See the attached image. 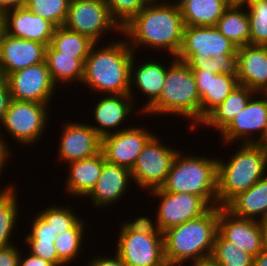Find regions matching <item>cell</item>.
<instances>
[{"mask_svg":"<svg viewBox=\"0 0 267 266\" xmlns=\"http://www.w3.org/2000/svg\"><path fill=\"white\" fill-rule=\"evenodd\" d=\"M184 27L180 8L169 3L149 4L122 28V36L124 34L135 54L142 47L151 48L150 51L162 50L176 57Z\"/></svg>","mask_w":267,"mask_h":266,"instance_id":"cell-1","label":"cell"},{"mask_svg":"<svg viewBox=\"0 0 267 266\" xmlns=\"http://www.w3.org/2000/svg\"><path fill=\"white\" fill-rule=\"evenodd\" d=\"M97 47L95 43L84 63L82 86L87 85L90 91L104 95L129 94L133 101L136 96L130 85V64L134 55L128 41L117 39Z\"/></svg>","mask_w":267,"mask_h":266,"instance_id":"cell-2","label":"cell"},{"mask_svg":"<svg viewBox=\"0 0 267 266\" xmlns=\"http://www.w3.org/2000/svg\"><path fill=\"white\" fill-rule=\"evenodd\" d=\"M218 219L219 206H211L201 216L164 231L166 262L189 264L210 258L218 232Z\"/></svg>","mask_w":267,"mask_h":266,"instance_id":"cell-3","label":"cell"},{"mask_svg":"<svg viewBox=\"0 0 267 266\" xmlns=\"http://www.w3.org/2000/svg\"><path fill=\"white\" fill-rule=\"evenodd\" d=\"M238 148V150H237ZM226 161L217 162V205L224 207L267 174V145L239 144ZM236 152V153H235Z\"/></svg>","mask_w":267,"mask_h":266,"instance_id":"cell-4","label":"cell"},{"mask_svg":"<svg viewBox=\"0 0 267 266\" xmlns=\"http://www.w3.org/2000/svg\"><path fill=\"white\" fill-rule=\"evenodd\" d=\"M170 57L161 95L144 114L155 117L157 114L183 117L190 120L188 128L193 132L198 130L200 125V96L196 81L185 62L177 60L175 56Z\"/></svg>","mask_w":267,"mask_h":266,"instance_id":"cell-5","label":"cell"},{"mask_svg":"<svg viewBox=\"0 0 267 266\" xmlns=\"http://www.w3.org/2000/svg\"><path fill=\"white\" fill-rule=\"evenodd\" d=\"M179 149L161 189L200 196L210 207L217 206L218 157L186 156ZM184 155V156H183Z\"/></svg>","mask_w":267,"mask_h":266,"instance_id":"cell-6","label":"cell"},{"mask_svg":"<svg viewBox=\"0 0 267 266\" xmlns=\"http://www.w3.org/2000/svg\"><path fill=\"white\" fill-rule=\"evenodd\" d=\"M115 252L126 266H165L163 233L144 215L120 223Z\"/></svg>","mask_w":267,"mask_h":266,"instance_id":"cell-7","label":"cell"},{"mask_svg":"<svg viewBox=\"0 0 267 266\" xmlns=\"http://www.w3.org/2000/svg\"><path fill=\"white\" fill-rule=\"evenodd\" d=\"M50 105L30 101L13 100L9 102L6 113L4 114L2 127H0V143L7 151L11 153L8 146V139L1 134V128L7 131V134L23 146L30 147L36 144L42 137L45 127L50 119ZM6 139V140H5Z\"/></svg>","mask_w":267,"mask_h":266,"instance_id":"cell-8","label":"cell"},{"mask_svg":"<svg viewBox=\"0 0 267 266\" xmlns=\"http://www.w3.org/2000/svg\"><path fill=\"white\" fill-rule=\"evenodd\" d=\"M160 137L154 135L144 146L131 169L132 181L141 191L161 188L170 171L177 152L176 148L163 145ZM170 147V148H169Z\"/></svg>","mask_w":267,"mask_h":266,"instance_id":"cell-9","label":"cell"},{"mask_svg":"<svg viewBox=\"0 0 267 266\" xmlns=\"http://www.w3.org/2000/svg\"><path fill=\"white\" fill-rule=\"evenodd\" d=\"M219 134L221 135V142L223 141L224 144L226 143L227 145L229 143V145H231L235 142L237 145L244 143L266 144L267 93L257 92V94L249 100L244 109H242ZM256 134H258V137L255 136Z\"/></svg>","mask_w":267,"mask_h":266,"instance_id":"cell-10","label":"cell"},{"mask_svg":"<svg viewBox=\"0 0 267 266\" xmlns=\"http://www.w3.org/2000/svg\"><path fill=\"white\" fill-rule=\"evenodd\" d=\"M64 26L99 44L111 30L122 35V29L112 19L105 0H70Z\"/></svg>","mask_w":267,"mask_h":266,"instance_id":"cell-11","label":"cell"},{"mask_svg":"<svg viewBox=\"0 0 267 266\" xmlns=\"http://www.w3.org/2000/svg\"><path fill=\"white\" fill-rule=\"evenodd\" d=\"M159 198L156 220L145 216L160 232L178 226L204 214L210 206L200 197L190 193L167 192L161 188L148 191Z\"/></svg>","mask_w":267,"mask_h":266,"instance_id":"cell-12","label":"cell"},{"mask_svg":"<svg viewBox=\"0 0 267 266\" xmlns=\"http://www.w3.org/2000/svg\"><path fill=\"white\" fill-rule=\"evenodd\" d=\"M5 79L13 100L50 105L57 89L46 61L10 73Z\"/></svg>","mask_w":267,"mask_h":266,"instance_id":"cell-13","label":"cell"},{"mask_svg":"<svg viewBox=\"0 0 267 266\" xmlns=\"http://www.w3.org/2000/svg\"><path fill=\"white\" fill-rule=\"evenodd\" d=\"M236 52L237 46L216 26H185L176 59L186 63L189 59H209Z\"/></svg>","mask_w":267,"mask_h":266,"instance_id":"cell-14","label":"cell"},{"mask_svg":"<svg viewBox=\"0 0 267 266\" xmlns=\"http://www.w3.org/2000/svg\"><path fill=\"white\" fill-rule=\"evenodd\" d=\"M154 135L144 126L129 125L127 129L103 137L101 151L108 162L131 170L144 146Z\"/></svg>","mask_w":267,"mask_h":266,"instance_id":"cell-15","label":"cell"},{"mask_svg":"<svg viewBox=\"0 0 267 266\" xmlns=\"http://www.w3.org/2000/svg\"><path fill=\"white\" fill-rule=\"evenodd\" d=\"M67 121L62 127L58 146L61 162L87 159L101 152L102 138L89 125L90 123Z\"/></svg>","mask_w":267,"mask_h":266,"instance_id":"cell-16","label":"cell"},{"mask_svg":"<svg viewBox=\"0 0 267 266\" xmlns=\"http://www.w3.org/2000/svg\"><path fill=\"white\" fill-rule=\"evenodd\" d=\"M99 99L95 105L93 104L92 108L93 118L95 119L93 121L96 122V125L91 124L90 126L101 138L127 129L124 126L121 127V125H125L124 123L128 118L131 119L132 116L130 115L135 113L134 110L137 111L135 114L142 116L140 109L137 108L136 110V107H134L136 103L133 102H136V100L133 101L129 94L105 95Z\"/></svg>","mask_w":267,"mask_h":266,"instance_id":"cell-17","label":"cell"},{"mask_svg":"<svg viewBox=\"0 0 267 266\" xmlns=\"http://www.w3.org/2000/svg\"><path fill=\"white\" fill-rule=\"evenodd\" d=\"M1 28L16 38L50 45L56 26L47 19L33 14L26 7L5 11L1 15Z\"/></svg>","mask_w":267,"mask_h":266,"instance_id":"cell-18","label":"cell"},{"mask_svg":"<svg viewBox=\"0 0 267 266\" xmlns=\"http://www.w3.org/2000/svg\"><path fill=\"white\" fill-rule=\"evenodd\" d=\"M218 232L253 257L263 250L259 221L236 217L224 207H219Z\"/></svg>","mask_w":267,"mask_h":266,"instance_id":"cell-19","label":"cell"},{"mask_svg":"<svg viewBox=\"0 0 267 266\" xmlns=\"http://www.w3.org/2000/svg\"><path fill=\"white\" fill-rule=\"evenodd\" d=\"M132 182L130 169L110 163L105 159L101 175L86 197L96 208L110 207L127 195L125 192L131 187Z\"/></svg>","mask_w":267,"mask_h":266,"instance_id":"cell-20","label":"cell"},{"mask_svg":"<svg viewBox=\"0 0 267 266\" xmlns=\"http://www.w3.org/2000/svg\"><path fill=\"white\" fill-rule=\"evenodd\" d=\"M47 45L12 37L2 29V78L8 74L45 61Z\"/></svg>","mask_w":267,"mask_h":266,"instance_id":"cell-21","label":"cell"},{"mask_svg":"<svg viewBox=\"0 0 267 266\" xmlns=\"http://www.w3.org/2000/svg\"><path fill=\"white\" fill-rule=\"evenodd\" d=\"M238 85L258 93H267V45L237 47Z\"/></svg>","mask_w":267,"mask_h":266,"instance_id":"cell-22","label":"cell"},{"mask_svg":"<svg viewBox=\"0 0 267 266\" xmlns=\"http://www.w3.org/2000/svg\"><path fill=\"white\" fill-rule=\"evenodd\" d=\"M200 96V124L238 85L235 77L208 70H192Z\"/></svg>","mask_w":267,"mask_h":266,"instance_id":"cell-23","label":"cell"},{"mask_svg":"<svg viewBox=\"0 0 267 266\" xmlns=\"http://www.w3.org/2000/svg\"><path fill=\"white\" fill-rule=\"evenodd\" d=\"M133 55L130 64V85L136 86L137 93L141 92L146 96V103L141 105L140 111L144 113L158 100L165 82L167 65L160 61L149 59L147 62H140ZM137 60V63L135 62ZM151 60V61H150ZM139 63V65H138Z\"/></svg>","mask_w":267,"mask_h":266,"instance_id":"cell-24","label":"cell"},{"mask_svg":"<svg viewBox=\"0 0 267 266\" xmlns=\"http://www.w3.org/2000/svg\"><path fill=\"white\" fill-rule=\"evenodd\" d=\"M104 160L105 155L101 151L93 157L69 162L65 180L66 194L86 198L101 175Z\"/></svg>","mask_w":267,"mask_h":266,"instance_id":"cell-25","label":"cell"},{"mask_svg":"<svg viewBox=\"0 0 267 266\" xmlns=\"http://www.w3.org/2000/svg\"><path fill=\"white\" fill-rule=\"evenodd\" d=\"M224 208L240 218L260 221L267 217V174L247 191L233 197Z\"/></svg>","mask_w":267,"mask_h":266,"instance_id":"cell-26","label":"cell"},{"mask_svg":"<svg viewBox=\"0 0 267 266\" xmlns=\"http://www.w3.org/2000/svg\"><path fill=\"white\" fill-rule=\"evenodd\" d=\"M257 92L244 85H237L230 95L215 108L199 125V127H208L217 129L221 132L229 122L248 104L249 100Z\"/></svg>","mask_w":267,"mask_h":266,"instance_id":"cell-27","label":"cell"},{"mask_svg":"<svg viewBox=\"0 0 267 266\" xmlns=\"http://www.w3.org/2000/svg\"><path fill=\"white\" fill-rule=\"evenodd\" d=\"M229 0H187L181 7L185 26H216L230 6Z\"/></svg>","mask_w":267,"mask_h":266,"instance_id":"cell-28","label":"cell"},{"mask_svg":"<svg viewBox=\"0 0 267 266\" xmlns=\"http://www.w3.org/2000/svg\"><path fill=\"white\" fill-rule=\"evenodd\" d=\"M216 27L237 47L249 44V17L245 4L231 3L219 18Z\"/></svg>","mask_w":267,"mask_h":266,"instance_id":"cell-29","label":"cell"},{"mask_svg":"<svg viewBox=\"0 0 267 266\" xmlns=\"http://www.w3.org/2000/svg\"><path fill=\"white\" fill-rule=\"evenodd\" d=\"M45 61L52 80L57 86L61 83L69 86V83L72 82L81 84L84 76V63L80 59L74 58V55H62L48 45Z\"/></svg>","mask_w":267,"mask_h":266,"instance_id":"cell-30","label":"cell"},{"mask_svg":"<svg viewBox=\"0 0 267 266\" xmlns=\"http://www.w3.org/2000/svg\"><path fill=\"white\" fill-rule=\"evenodd\" d=\"M95 44L89 37L67 29L65 26L55 28L50 45L62 55H74L83 63Z\"/></svg>","mask_w":267,"mask_h":266,"instance_id":"cell-31","label":"cell"},{"mask_svg":"<svg viewBox=\"0 0 267 266\" xmlns=\"http://www.w3.org/2000/svg\"><path fill=\"white\" fill-rule=\"evenodd\" d=\"M15 187L16 184L7 192L0 193V248L14 245L11 236L14 234L20 211Z\"/></svg>","mask_w":267,"mask_h":266,"instance_id":"cell-32","label":"cell"},{"mask_svg":"<svg viewBox=\"0 0 267 266\" xmlns=\"http://www.w3.org/2000/svg\"><path fill=\"white\" fill-rule=\"evenodd\" d=\"M84 221V219H81L72 229L66 230L56 236L54 244L56 246L58 260L64 266H69L70 263H73L79 257L78 255L81 253V249H83L84 237L86 236L85 230L88 227Z\"/></svg>","mask_w":267,"mask_h":266,"instance_id":"cell-33","label":"cell"},{"mask_svg":"<svg viewBox=\"0 0 267 266\" xmlns=\"http://www.w3.org/2000/svg\"><path fill=\"white\" fill-rule=\"evenodd\" d=\"M211 258L219 266H253L254 257L237 248L217 232Z\"/></svg>","mask_w":267,"mask_h":266,"instance_id":"cell-34","label":"cell"},{"mask_svg":"<svg viewBox=\"0 0 267 266\" xmlns=\"http://www.w3.org/2000/svg\"><path fill=\"white\" fill-rule=\"evenodd\" d=\"M244 4L249 17V44L267 45V1L248 0Z\"/></svg>","mask_w":267,"mask_h":266,"instance_id":"cell-35","label":"cell"},{"mask_svg":"<svg viewBox=\"0 0 267 266\" xmlns=\"http://www.w3.org/2000/svg\"><path fill=\"white\" fill-rule=\"evenodd\" d=\"M72 206L50 205L37 213L55 232V236L72 229L81 219Z\"/></svg>","mask_w":267,"mask_h":266,"instance_id":"cell-36","label":"cell"},{"mask_svg":"<svg viewBox=\"0 0 267 266\" xmlns=\"http://www.w3.org/2000/svg\"><path fill=\"white\" fill-rule=\"evenodd\" d=\"M69 3L70 0H27L25 7L59 27L66 22Z\"/></svg>","mask_w":267,"mask_h":266,"instance_id":"cell-37","label":"cell"},{"mask_svg":"<svg viewBox=\"0 0 267 266\" xmlns=\"http://www.w3.org/2000/svg\"><path fill=\"white\" fill-rule=\"evenodd\" d=\"M186 64L191 70H208L215 74H225L238 80V55L224 54L209 59H189Z\"/></svg>","mask_w":267,"mask_h":266,"instance_id":"cell-38","label":"cell"},{"mask_svg":"<svg viewBox=\"0 0 267 266\" xmlns=\"http://www.w3.org/2000/svg\"><path fill=\"white\" fill-rule=\"evenodd\" d=\"M112 19L122 29L144 7L142 0H105Z\"/></svg>","mask_w":267,"mask_h":266,"instance_id":"cell-39","label":"cell"},{"mask_svg":"<svg viewBox=\"0 0 267 266\" xmlns=\"http://www.w3.org/2000/svg\"><path fill=\"white\" fill-rule=\"evenodd\" d=\"M28 246V252L52 263L54 266H64L59 260L56 246L51 241H24Z\"/></svg>","mask_w":267,"mask_h":266,"instance_id":"cell-40","label":"cell"},{"mask_svg":"<svg viewBox=\"0 0 267 266\" xmlns=\"http://www.w3.org/2000/svg\"><path fill=\"white\" fill-rule=\"evenodd\" d=\"M30 231L26 234L24 241H51L56 239L53 229L38 215H34Z\"/></svg>","mask_w":267,"mask_h":266,"instance_id":"cell-41","label":"cell"},{"mask_svg":"<svg viewBox=\"0 0 267 266\" xmlns=\"http://www.w3.org/2000/svg\"><path fill=\"white\" fill-rule=\"evenodd\" d=\"M19 245H11L5 248H0V266H18L19 265Z\"/></svg>","mask_w":267,"mask_h":266,"instance_id":"cell-42","label":"cell"},{"mask_svg":"<svg viewBox=\"0 0 267 266\" xmlns=\"http://www.w3.org/2000/svg\"><path fill=\"white\" fill-rule=\"evenodd\" d=\"M97 255V257H96ZM85 264L84 266H126L125 263L122 261L120 256L115 252V256H105L96 254Z\"/></svg>","mask_w":267,"mask_h":266,"instance_id":"cell-43","label":"cell"},{"mask_svg":"<svg viewBox=\"0 0 267 266\" xmlns=\"http://www.w3.org/2000/svg\"><path fill=\"white\" fill-rule=\"evenodd\" d=\"M11 101L9 85L5 78H0V125H2L4 114Z\"/></svg>","mask_w":267,"mask_h":266,"instance_id":"cell-44","label":"cell"},{"mask_svg":"<svg viewBox=\"0 0 267 266\" xmlns=\"http://www.w3.org/2000/svg\"><path fill=\"white\" fill-rule=\"evenodd\" d=\"M18 266H54L52 263L41 259L38 256L31 254L30 252L23 256V253L19 254V265Z\"/></svg>","mask_w":267,"mask_h":266,"instance_id":"cell-45","label":"cell"},{"mask_svg":"<svg viewBox=\"0 0 267 266\" xmlns=\"http://www.w3.org/2000/svg\"><path fill=\"white\" fill-rule=\"evenodd\" d=\"M10 157H13L12 154L5 149V147L0 143V176L1 173L4 172L3 168H5L6 164H8V160L10 161ZM3 170V171H2ZM7 186V187H6ZM14 184L12 185L11 183L8 185L3 186L2 189H0V193L7 192L10 190Z\"/></svg>","mask_w":267,"mask_h":266,"instance_id":"cell-46","label":"cell"},{"mask_svg":"<svg viewBox=\"0 0 267 266\" xmlns=\"http://www.w3.org/2000/svg\"><path fill=\"white\" fill-rule=\"evenodd\" d=\"M27 0H0V14L15 8L25 7Z\"/></svg>","mask_w":267,"mask_h":266,"instance_id":"cell-47","label":"cell"},{"mask_svg":"<svg viewBox=\"0 0 267 266\" xmlns=\"http://www.w3.org/2000/svg\"><path fill=\"white\" fill-rule=\"evenodd\" d=\"M253 266H267V250H262L253 259Z\"/></svg>","mask_w":267,"mask_h":266,"instance_id":"cell-48","label":"cell"},{"mask_svg":"<svg viewBox=\"0 0 267 266\" xmlns=\"http://www.w3.org/2000/svg\"><path fill=\"white\" fill-rule=\"evenodd\" d=\"M261 227L263 249L267 250V217L259 221Z\"/></svg>","mask_w":267,"mask_h":266,"instance_id":"cell-49","label":"cell"},{"mask_svg":"<svg viewBox=\"0 0 267 266\" xmlns=\"http://www.w3.org/2000/svg\"><path fill=\"white\" fill-rule=\"evenodd\" d=\"M192 264V265H191ZM191 266H219L211 257L190 263Z\"/></svg>","mask_w":267,"mask_h":266,"instance_id":"cell-50","label":"cell"},{"mask_svg":"<svg viewBox=\"0 0 267 266\" xmlns=\"http://www.w3.org/2000/svg\"><path fill=\"white\" fill-rule=\"evenodd\" d=\"M187 0H175L174 2L172 1H167V3H169L171 6L180 8ZM171 2V3H170Z\"/></svg>","mask_w":267,"mask_h":266,"instance_id":"cell-51","label":"cell"},{"mask_svg":"<svg viewBox=\"0 0 267 266\" xmlns=\"http://www.w3.org/2000/svg\"><path fill=\"white\" fill-rule=\"evenodd\" d=\"M146 5L149 4H163V3H167L168 0L164 1V0H142ZM161 1V2H160Z\"/></svg>","mask_w":267,"mask_h":266,"instance_id":"cell-52","label":"cell"},{"mask_svg":"<svg viewBox=\"0 0 267 266\" xmlns=\"http://www.w3.org/2000/svg\"><path fill=\"white\" fill-rule=\"evenodd\" d=\"M1 43H2V28L0 29V78H2Z\"/></svg>","mask_w":267,"mask_h":266,"instance_id":"cell-53","label":"cell"},{"mask_svg":"<svg viewBox=\"0 0 267 266\" xmlns=\"http://www.w3.org/2000/svg\"><path fill=\"white\" fill-rule=\"evenodd\" d=\"M231 3H238V4H244L246 3L248 0H229Z\"/></svg>","mask_w":267,"mask_h":266,"instance_id":"cell-54","label":"cell"},{"mask_svg":"<svg viewBox=\"0 0 267 266\" xmlns=\"http://www.w3.org/2000/svg\"><path fill=\"white\" fill-rule=\"evenodd\" d=\"M165 266H184V264H169L167 263ZM187 266V265H185Z\"/></svg>","mask_w":267,"mask_h":266,"instance_id":"cell-55","label":"cell"}]
</instances>
